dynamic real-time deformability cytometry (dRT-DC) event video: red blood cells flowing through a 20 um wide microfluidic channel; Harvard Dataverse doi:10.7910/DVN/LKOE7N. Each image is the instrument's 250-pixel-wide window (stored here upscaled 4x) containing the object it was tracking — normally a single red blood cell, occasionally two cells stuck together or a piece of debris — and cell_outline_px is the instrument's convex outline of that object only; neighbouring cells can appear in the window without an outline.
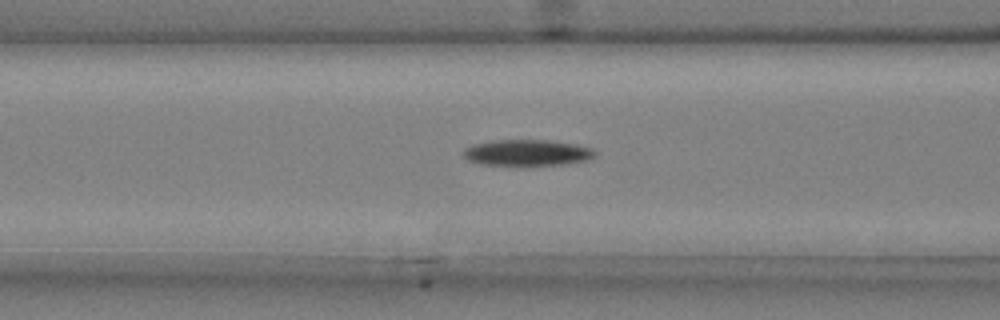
{"species": "common noctule bat (a hibernating species)", "species_latin": "Nyctalus noctula", "temperature_condition": "cold", "stored_images_in_passage": 51, "camera_frame_rate_fps": 3000, "um_per_image_px": 0.085, "animal": {"sex": "male", "body_mass_g": 20.4}, "frame": {"image": 1, "passage_image": 21, "time_ms": 6.667, "image_size_px": [1000, 320], "cell_outline_px": [[596, 156], [588, 160], [560, 164], [524, 168], [520, 168], [480, 164], [468, 160], [460, 152], [464, 148], [472, 144], [492, 140], [548, 140], [576, 144], [592, 148], [596, 152]], "centroid_in_image_um": [44.75, 13.02], "position_along_channel_um": 121.8, "area_um2": 21.1}}
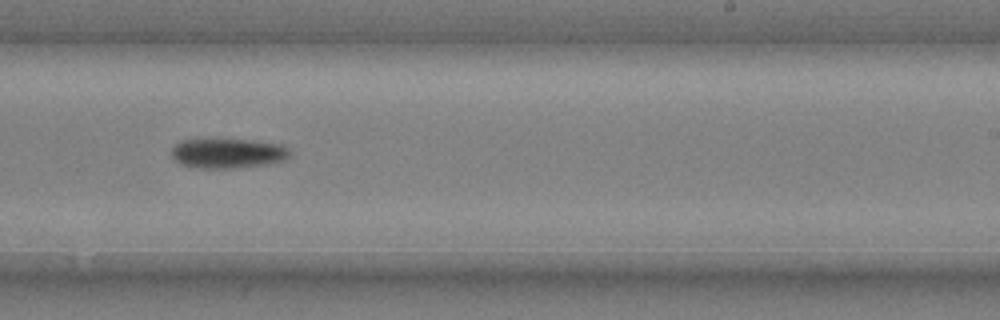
{"frame": {"image": 2, "passage_image": 33, "time_ms": 10.667, "image_size_px": [1000, 320], "cell_outline_px": [[292, 156], [284, 160], [264, 164], [236, 168], [192, 168], [180, 164], [172, 156], [172, 148], [180, 140], [248, 140], [284, 144], [292, 152]], "centroid_in_image_um": [19.4, 13.04], "position_along_channel_um": 269.6, "area_um2": 20.58}}
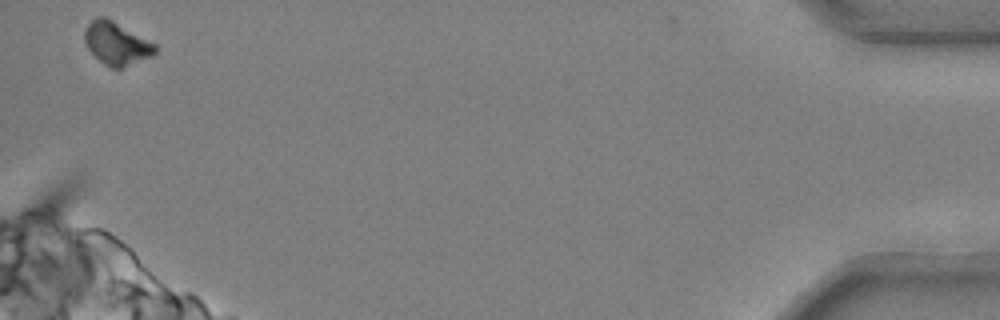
{"frame": {"image": 3, "passage_image": 51, "time_ms": 16.667, "image_size_px": [1000, 320], "cell_outline_px": [[156, 52], [152, 56], [120, 68], [112, 68], [104, 64], [88, 48], [84, 40], [84, 32], [88, 24], [96, 16], [104, 16], [112, 20], [156, 44]], "centroid_in_image_um": [9.9, 3.68], "position_along_channel_um": 425.3, "area_um2": 17.28}, "authors_computed_cell_mechanics": {"area_um2": 19.8832, "velocity_mm_per_s": 3.7069, "shape_relaxation_time_tau1_ms": 9.5169, "shape_relaxation_time_tau2_ms": null, "deformation_change_tau1": 0.181, "deformation_change_tau2": null}}